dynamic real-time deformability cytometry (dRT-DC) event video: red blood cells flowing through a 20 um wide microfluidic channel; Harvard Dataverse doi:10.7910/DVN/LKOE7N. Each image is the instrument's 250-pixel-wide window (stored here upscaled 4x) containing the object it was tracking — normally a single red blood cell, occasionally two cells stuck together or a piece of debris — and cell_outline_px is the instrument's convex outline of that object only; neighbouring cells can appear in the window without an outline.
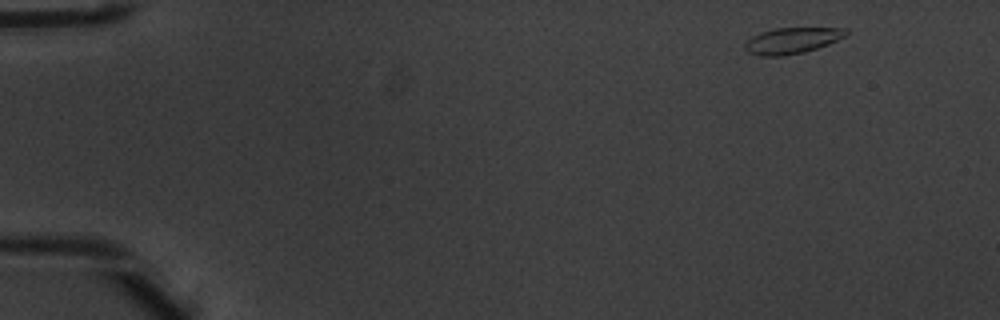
{"species": "common noctule bat (a hibernating species)", "species_latin": "Nyctalus noctula", "temperature_condition": "warm", "stored_images_in_passage": 4, "camera_frame_rate_fps": 3000, "um_per_image_px": 0.085, "animal": {"sex": "male", "body_mass_g": 20.1, "forearm_length_mm": 53.5}, "frame": {"image": 1, "passage_image": 1, "time_ms": 0.0, "image_size_px": [1000, 320], "cell_outline_px": [[848, 36], [828, 44], [804, 52], [784, 56], [760, 56], [748, 52], [744, 48], [744, 44], [752, 36], [760, 32], [776, 28], [848, 28]], "centroid_in_image_um": [67.34, 3.45], "position_along_channel_um": 17.7, "area_um2": 15.43}}